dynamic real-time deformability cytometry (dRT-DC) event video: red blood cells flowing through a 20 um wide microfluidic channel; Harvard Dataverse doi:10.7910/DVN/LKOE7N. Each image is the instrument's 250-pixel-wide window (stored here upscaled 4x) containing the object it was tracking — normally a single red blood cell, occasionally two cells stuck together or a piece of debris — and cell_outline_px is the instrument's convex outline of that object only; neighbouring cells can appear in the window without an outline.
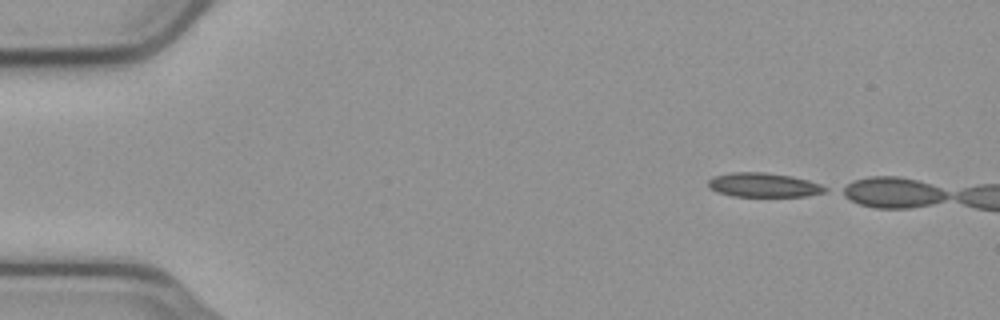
{"species": "common noctule bat (a hibernating species)", "species_latin": "Nyctalus noctula", "temperature_condition": "cold", "stored_images_in_passage": 4, "camera_frame_rate_fps": 3000, "um_per_image_px": 0.085, "animal": {"sex": "male", "body_mass_g": 23.1, "forearm_length_mm": 52.7}, "frame": {"image": 1, "passage_image": 1, "time_ms": 0.0, "image_size_px": [1000, 320], "cell_outline_px": [[828, 192], [808, 196], [732, 196], [716, 192], [708, 188], [708, 180], [712, 176], [732, 172], [764, 172], [792, 176], [808, 180], [820, 184], [828, 188]], "centroid_in_image_um": [64.9, 15.72], "position_along_channel_um": 20.1, "area_um2": 16.7}}